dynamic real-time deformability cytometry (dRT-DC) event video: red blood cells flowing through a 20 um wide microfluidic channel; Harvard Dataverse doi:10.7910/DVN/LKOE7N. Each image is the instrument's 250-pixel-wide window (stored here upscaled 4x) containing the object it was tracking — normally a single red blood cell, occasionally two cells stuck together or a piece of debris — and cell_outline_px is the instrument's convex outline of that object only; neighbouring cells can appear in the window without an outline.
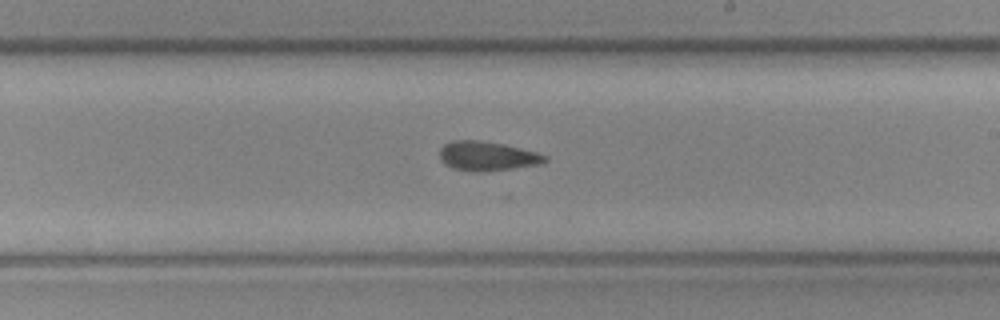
{"species": "common noctule bat (a hibernating species)", "species_latin": "Nyctalus noctula", "temperature_condition": "cold", "stored_images_in_passage": 18, "camera_frame_rate_fps": 3000, "um_per_image_px": 0.085, "animal": {"sex": "female", "body_mass_g": 19.3, "forearm_length_mm": 54.1}, "frame": {"image": 1, "passage_image": 13, "time_ms": 4.0, "image_size_px": [1000, 320], "cell_outline_px": [[548, 160], [540, 164], [512, 168], [452, 168], [444, 164], [440, 160], [440, 148], [444, 144], [452, 140], [476, 140], [504, 144], [536, 152], [548, 156]], "centroid_in_image_um": [41.42, 13.2], "position_along_channel_um": 247.6, "area_um2": 17.05}}
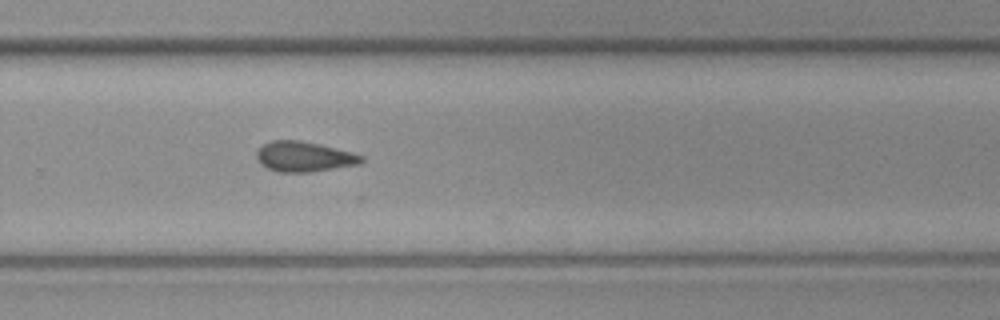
{"frame": {"image": 2, "passage_image": 17, "time_ms": 5.333, "image_size_px": [1000, 320], "cell_outline_px": [[364, 160], [360, 164], [308, 172], [280, 172], [268, 168], [260, 164], [256, 156], [256, 152], [264, 144], [272, 140], [300, 140], [320, 144], [352, 152], [364, 156]], "centroid_in_image_um": [25.85, 13.31], "position_along_channel_um": 303.9, "area_um2": 18.38}}